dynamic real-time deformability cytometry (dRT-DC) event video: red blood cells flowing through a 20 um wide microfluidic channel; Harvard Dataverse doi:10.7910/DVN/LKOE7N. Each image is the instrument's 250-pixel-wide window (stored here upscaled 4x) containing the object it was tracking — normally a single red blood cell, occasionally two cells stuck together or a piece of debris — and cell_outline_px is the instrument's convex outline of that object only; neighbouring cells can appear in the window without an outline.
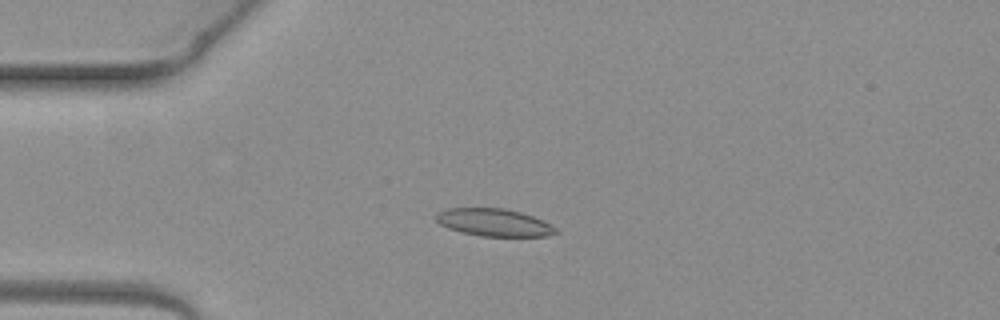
{"species": "common noctule bat (a hibernating species)", "species_latin": "Nyctalus noctula", "temperature_condition": "warm", "stored_images_in_passage": 4, "camera_frame_rate_fps": 3000, "um_per_image_px": 0.085, "animal": {"sex": "female", "body_mass_g": 19.3, "forearm_length_mm": 54.1}, "frame": {"image": 1, "passage_image": 2, "time_ms": 0.333, "image_size_px": [1000, 320], "cell_outline_px": [[560, 232], [548, 236], [480, 236], [460, 232], [448, 228], [440, 224], [432, 216], [436, 212], [444, 208], [504, 208], [520, 212], [532, 216], [556, 228]], "centroid_in_image_um": [41.91, 18.9], "position_along_channel_um": 43.1, "area_um2": 19.31}}
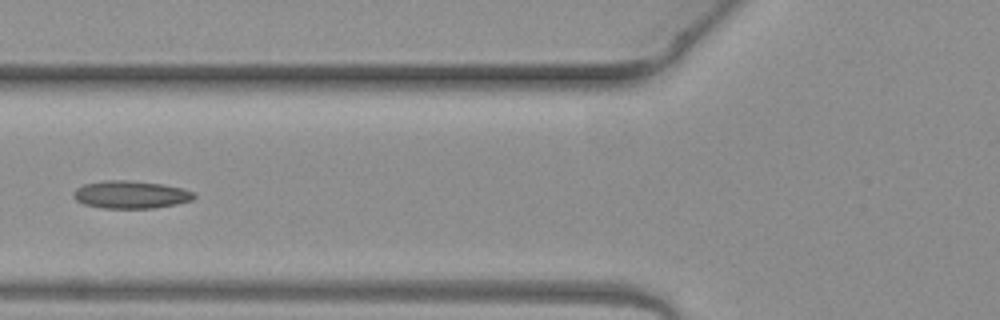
{"frame": {"image": 2, "passage_image": 4, "time_ms": 1.0, "image_size_px": [1000, 320], "cell_outline_px": [[196, 196], [192, 200], [176, 204], [156, 208], [100, 208], [84, 204], [76, 200], [72, 196], [72, 192], [76, 188], [84, 184], [104, 180], [128, 180], [164, 184], [184, 188], [196, 192]], "centroid_in_image_um": [11.13, 16.54], "position_along_channel_um": 114.7, "area_um2": 19.77}}